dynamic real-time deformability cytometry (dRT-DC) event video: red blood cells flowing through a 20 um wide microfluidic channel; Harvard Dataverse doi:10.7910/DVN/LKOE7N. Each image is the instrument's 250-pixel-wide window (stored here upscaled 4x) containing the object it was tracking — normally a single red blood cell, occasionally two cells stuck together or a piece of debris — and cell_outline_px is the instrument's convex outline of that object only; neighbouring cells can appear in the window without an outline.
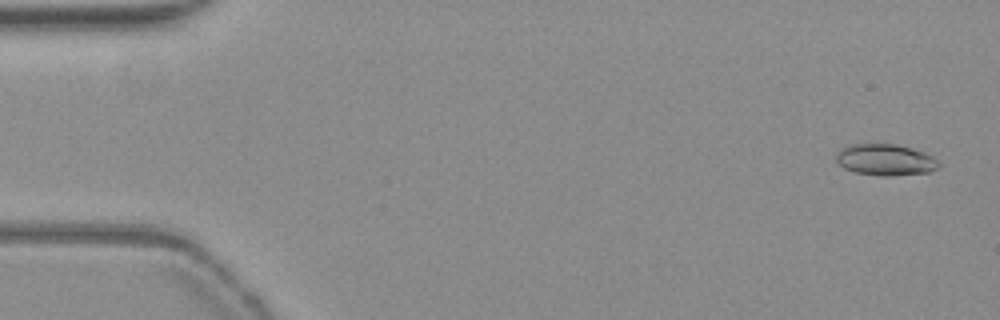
{"species": "common noctule bat (a hibernating species)", "species_latin": "Nyctalus noctula", "temperature_condition": "warm", "stored_images_in_passage": 49, "camera_frame_rate_fps": 3000, "um_per_image_px": 0.085, "animal": {"sex": "female", "body_mass_g": 19.3, "forearm_length_mm": 54.1}, "frame": {"image": 1, "passage_image": 2, "time_ms": 0.333, "image_size_px": [1000, 320], "cell_outline_px": [[940, 164], [932, 172], [892, 176], [880, 176], [856, 172], [844, 168], [836, 164], [836, 156], [844, 148], [852, 144], [896, 144], [924, 152], [932, 156]], "centroid_in_image_um": [75.27, 13.6], "position_along_channel_um": 9.7, "area_um2": 18.67}}
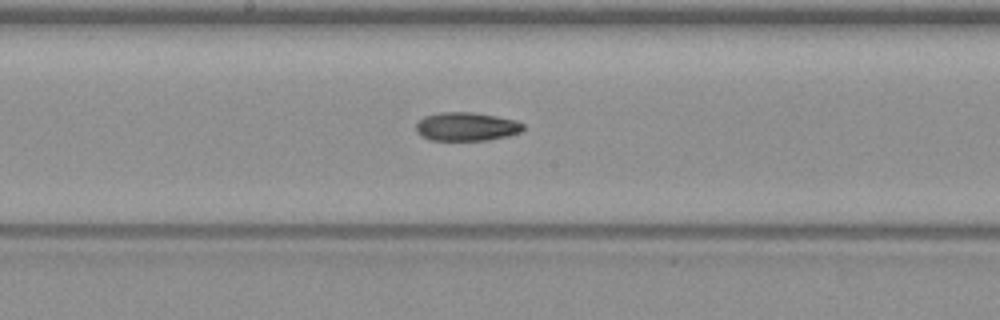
{"frame": {"image": 2, "passage_image": 28, "time_ms": 9.0, "image_size_px": [1000, 320], "cell_outline_px": [[524, 128], [520, 132], [488, 140], [428, 140], [416, 132], [416, 124], [424, 116], [440, 112], [472, 112], [496, 116], [516, 120], [524, 124]], "centroid_in_image_um": [39.62, 10.75], "position_along_channel_um": 208.6, "area_um2": 17.8}}
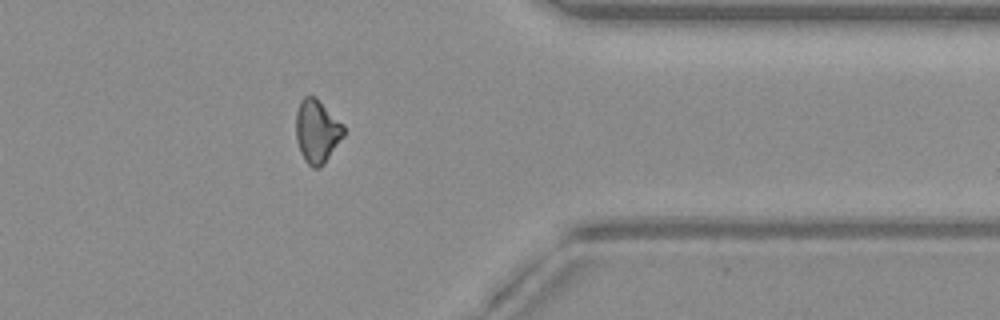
{"frame": {"image": 3, "passage_image": 43, "time_ms": 14.0, "image_size_px": [1000, 320], "cell_outline_px": [[344, 136], [324, 164], [320, 168], [312, 168], [304, 160], [300, 152], [296, 140], [296, 112], [300, 100], [304, 96], [316, 96], [344, 124]], "centroid_in_image_um": [26.94, 11.15], "position_along_channel_um": 384.5, "area_um2": 17.92}, "authors_computed_cell_mechanics": {"area_um2": 17.8024, "velocity_mm_per_s": 3.8298, "shape_relaxation_time_tau1_ms": null, "shape_relaxation_time_tau2_ms": 10.4926, "deformation_change_tau1": null, "deformation_change_tau2": 0.2053}}